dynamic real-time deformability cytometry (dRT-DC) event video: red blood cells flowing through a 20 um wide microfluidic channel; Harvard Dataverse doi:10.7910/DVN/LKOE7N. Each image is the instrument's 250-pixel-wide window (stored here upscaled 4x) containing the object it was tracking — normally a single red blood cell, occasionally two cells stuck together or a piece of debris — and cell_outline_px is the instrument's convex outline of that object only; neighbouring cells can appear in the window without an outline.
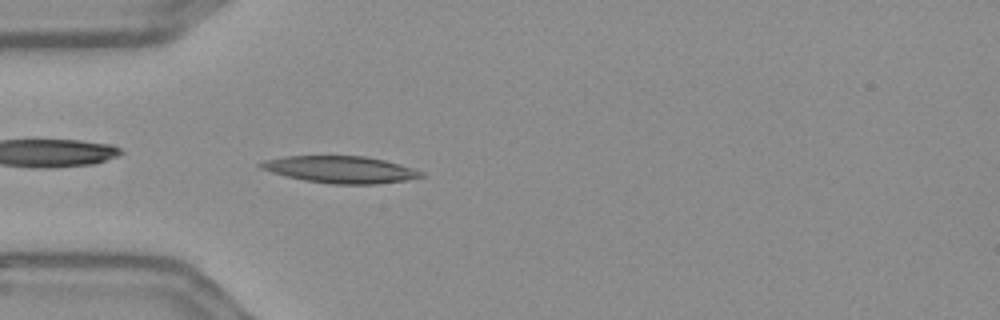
{"species": "Egyptian fruit bat (a non-hibernating species)", "species_latin": "Rousettus aegyptiacus", "temperature_condition": "warm", "stored_images_in_passage": 49, "camera_frame_rate_fps": 3000, "um_per_image_px": 0.085, "frame": {"image": 1, "passage_image": 9, "time_ms": 2.667, "image_size_px": [1000, 320], "cell_outline_px": [[424, 176], [408, 180], [376, 184], [332, 184], [304, 180], [272, 172], [260, 168], [256, 164], [264, 160], [284, 156], [364, 156], [384, 160], [400, 164], [424, 172]], "centroid_in_image_um": [28.94, 14.41], "position_along_channel_um": 56.1, "area_um2": 25.14}}
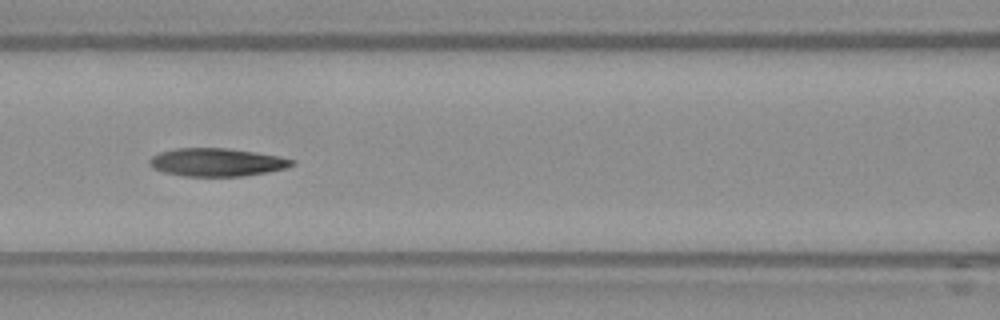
{"frame": {"image": 2, "passage_image": 17, "time_ms": 5.333, "image_size_px": [1000, 320], "cell_outline_px": [[296, 164], [288, 168], [240, 176], [184, 176], [164, 172], [152, 168], [148, 164], [148, 160], [152, 156], [160, 152], [176, 148], [224, 148], [280, 156], [296, 160]], "centroid_in_image_um": [18.42, 13.79], "position_along_channel_um": 148.2, "area_um2": 23.24}}
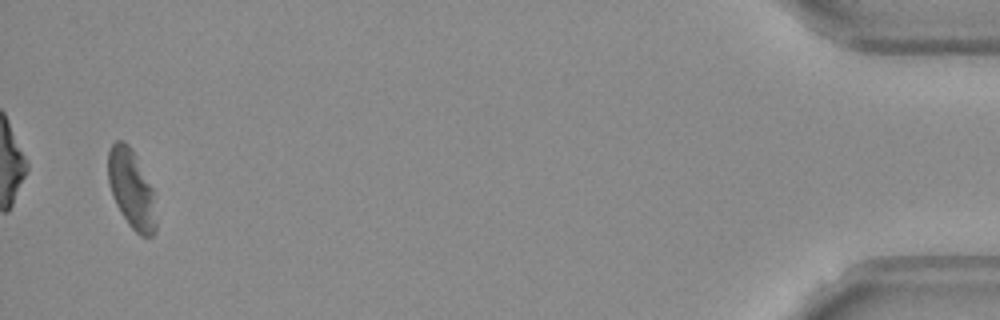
{"frame": {"image": 3, "passage_image": 47, "time_ms": 15.333, "image_size_px": [1000, 320], "cell_outline_px": [[156, 232], [152, 236], [140, 236], [128, 224], [120, 212], [112, 196], [108, 180], [108, 148], [116, 140], [124, 140], [132, 148], [156, 188]], "centroid_in_image_um": [11.23, 16.04], "position_along_channel_um": 424.0, "area_um2": 23.12}, "authors_computed_cell_mechanics": {"area_um2": 23.8136, "velocity_mm_per_s": 3.6123, "shape_relaxation_time_tau1_ms": null, "shape_relaxation_time_tau2_ms": 6.3446, "deformation_change_tau1": null, "deformation_change_tau2": 0.1636}}